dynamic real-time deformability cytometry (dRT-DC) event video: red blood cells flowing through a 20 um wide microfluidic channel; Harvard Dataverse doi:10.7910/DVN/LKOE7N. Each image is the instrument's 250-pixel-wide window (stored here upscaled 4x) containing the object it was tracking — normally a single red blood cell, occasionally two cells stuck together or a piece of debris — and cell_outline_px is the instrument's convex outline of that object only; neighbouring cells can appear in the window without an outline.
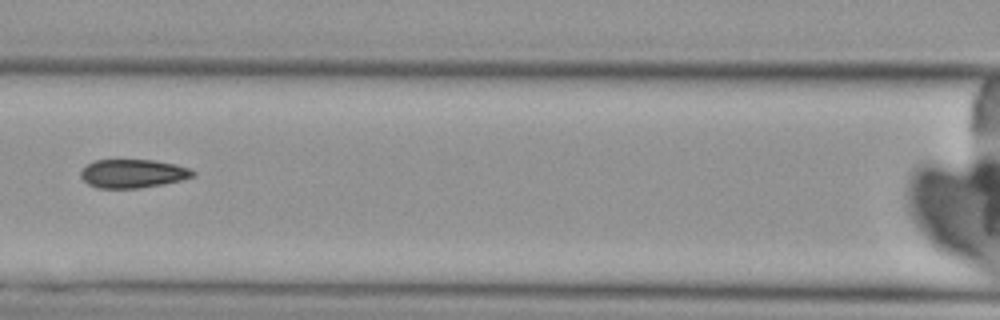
{"species": "Egyptian fruit bat (a non-hibernating species)", "species_latin": "Rousettus aegyptiacus", "temperature_condition": "cold", "stored_images_in_passage": 10, "camera_frame_rate_fps": 3000, "um_per_image_px": 0.085, "animal": {"sex": "female"}, "frame": {"image": 1, "passage_image": 7, "time_ms": 8.0, "image_size_px": [1000, 320], "cell_outline_px": [[196, 176], [164, 184], [140, 188], [96, 188], [88, 184], [80, 176], [80, 172], [88, 164], [96, 160], [152, 160], [176, 164], [188, 168], [196, 172]], "centroid_in_image_um": [11.31, 14.76], "position_along_channel_um": 155.3, "area_um2": 18.67}}
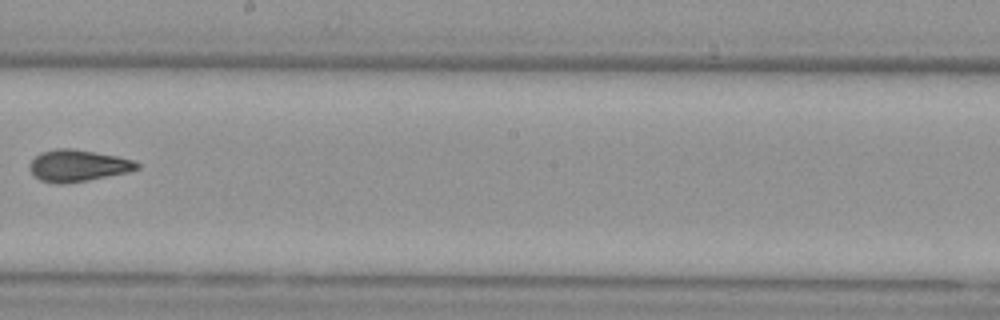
{"frame": {"image": 2, "passage_image": 9, "time_ms": 10.333, "image_size_px": [1000, 320], "cell_outline_px": [[140, 168], [128, 172], [88, 180], [60, 184], [56, 184], [40, 180], [28, 168], [28, 164], [40, 152], [56, 148], [72, 148], [116, 156], [136, 160], [140, 164]], "centroid_in_image_um": [6.62, 14.07], "position_along_channel_um": 241.6, "area_um2": 19.88}}